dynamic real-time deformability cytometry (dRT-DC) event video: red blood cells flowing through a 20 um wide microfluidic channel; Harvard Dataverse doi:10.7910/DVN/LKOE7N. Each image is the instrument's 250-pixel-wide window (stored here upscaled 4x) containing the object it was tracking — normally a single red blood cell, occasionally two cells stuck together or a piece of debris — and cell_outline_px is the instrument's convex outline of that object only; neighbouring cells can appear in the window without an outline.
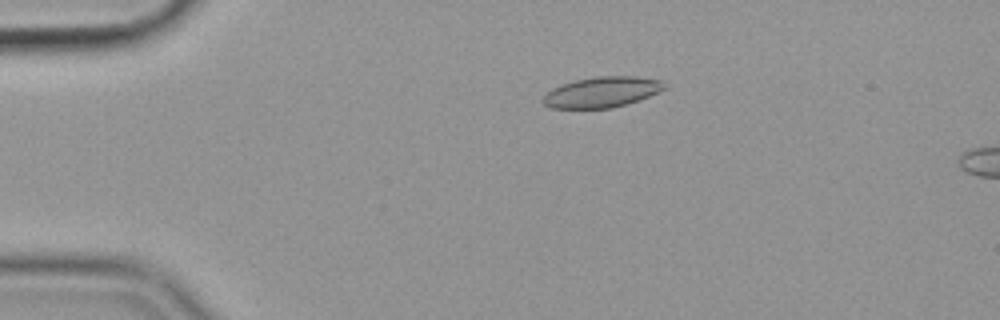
{"species": "common noctule bat (a hibernating species)", "species_latin": "Nyctalus noctula", "temperature_condition": "cold", "stored_images_in_passage": 16, "camera_frame_rate_fps": 3000, "um_per_image_px": 0.085, "animal": {"sex": "female", "body_mass_g": 19.9}, "frame": {"image": 1, "passage_image": 12, "time_ms": 3.667, "image_size_px": [1000, 320], "cell_outline_px": [[668, 88], [648, 96], [624, 104], [608, 108], [552, 108], [544, 104], [540, 100], [552, 88], [560, 84], [576, 80], [596, 76], [636, 76], [660, 80]], "centroid_in_image_um": [51.13, 7.82], "position_along_channel_um": 33.9, "area_um2": 21.44}}